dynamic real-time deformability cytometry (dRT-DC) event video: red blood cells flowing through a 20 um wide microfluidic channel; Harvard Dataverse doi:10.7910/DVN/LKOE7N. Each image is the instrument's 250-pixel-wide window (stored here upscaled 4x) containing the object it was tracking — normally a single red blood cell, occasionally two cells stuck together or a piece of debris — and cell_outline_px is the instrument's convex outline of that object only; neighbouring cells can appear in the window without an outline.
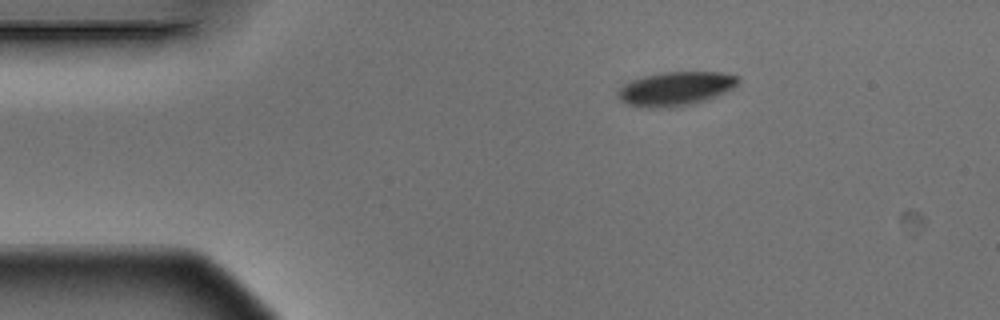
{"species": "Egyptian fruit bat (a non-hibernating species)", "species_latin": "Rousettus aegyptiacus", "temperature_condition": "warm", "stored_images_in_passage": 2, "camera_frame_rate_fps": 3000, "um_per_image_px": 0.085, "animal": {"sex": "male"}, "frame": {"image": 1, "passage_image": 1, "time_ms": 0.0, "image_size_px": [1000, 320], "cell_outline_px": [[740, 80], [732, 88], [724, 92], [704, 100], [688, 104], [668, 108], [648, 108], [628, 104], [620, 100], [616, 96], [616, 92], [624, 84], [632, 80], [644, 76], [664, 72], [720, 72], [740, 76]], "centroid_in_image_um": [57.39, 7.53], "position_along_channel_um": 27.6, "area_um2": 23.58}}